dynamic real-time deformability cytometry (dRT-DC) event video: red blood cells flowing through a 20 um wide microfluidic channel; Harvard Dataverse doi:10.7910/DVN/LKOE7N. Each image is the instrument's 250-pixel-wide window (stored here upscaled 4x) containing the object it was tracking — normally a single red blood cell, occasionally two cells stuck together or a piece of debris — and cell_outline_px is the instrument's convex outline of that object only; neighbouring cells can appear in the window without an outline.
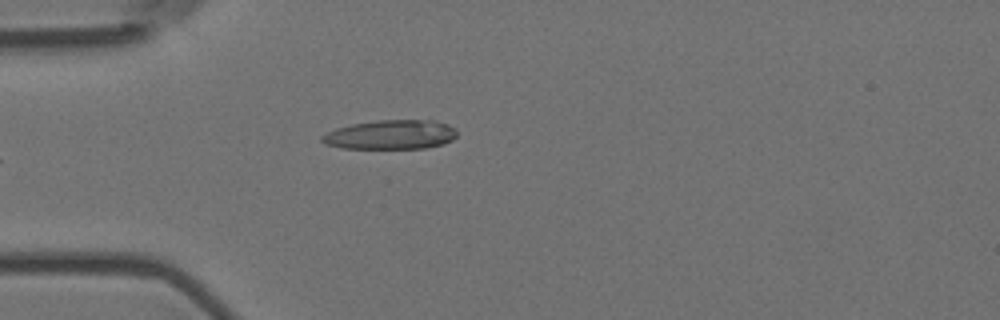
{"species": "Egyptian fruit bat (a non-hibernating species)", "species_latin": "Rousettus aegyptiacus", "temperature_condition": "room temperature", "stored_images_in_passage": 5, "camera_frame_rate_fps": 3000, "um_per_image_px": 0.085, "animal": {"sex": "female"}, "frame": {"image": 1, "passage_image": 5, "time_ms": 1.333, "image_size_px": [1000, 320], "cell_outline_px": [[456, 136], [452, 140], [444, 144], [424, 148], [344, 148], [324, 144], [320, 140], [320, 136], [336, 128], [352, 124], [380, 120], [432, 120], [448, 124], [456, 132]], "centroid_in_image_um": [33.19, 11.45], "position_along_channel_um": 51.8, "area_um2": 22.95}}